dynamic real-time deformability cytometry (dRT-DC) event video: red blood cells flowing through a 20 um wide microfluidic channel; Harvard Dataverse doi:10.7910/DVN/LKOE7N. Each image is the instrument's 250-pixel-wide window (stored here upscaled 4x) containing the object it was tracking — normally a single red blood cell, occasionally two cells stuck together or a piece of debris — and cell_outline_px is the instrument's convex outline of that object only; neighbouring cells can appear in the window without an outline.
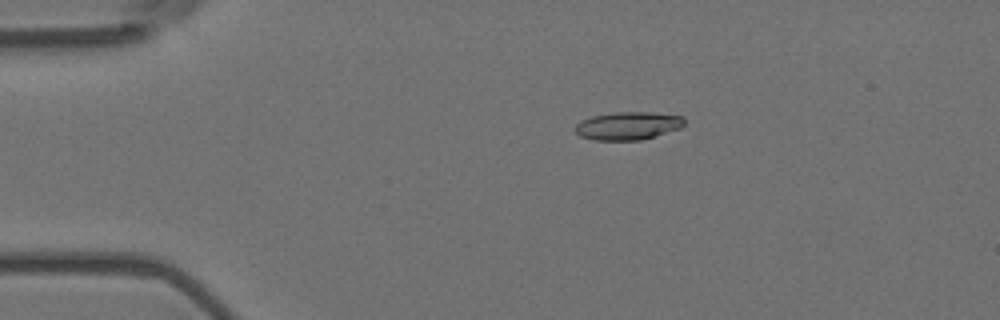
{"species": "Egyptian fruit bat (a non-hibernating species)", "species_latin": "Rousettus aegyptiacus", "temperature_condition": "room temperature", "stored_images_in_passage": 5, "camera_frame_rate_fps": 3000, "um_per_image_px": 0.085, "animal": {"sex": "female"}, "frame": {"image": 1, "passage_image": 1, "time_ms": 0.0, "image_size_px": [1000, 320], "cell_outline_px": [[684, 124], [680, 128], [640, 140], [592, 140], [580, 136], [576, 132], [576, 124], [580, 120], [592, 116], [616, 112], [648, 112], [684, 116]], "centroid_in_image_um": [53.35, 10.69], "position_along_channel_um": 31.6, "area_um2": 17.69}}
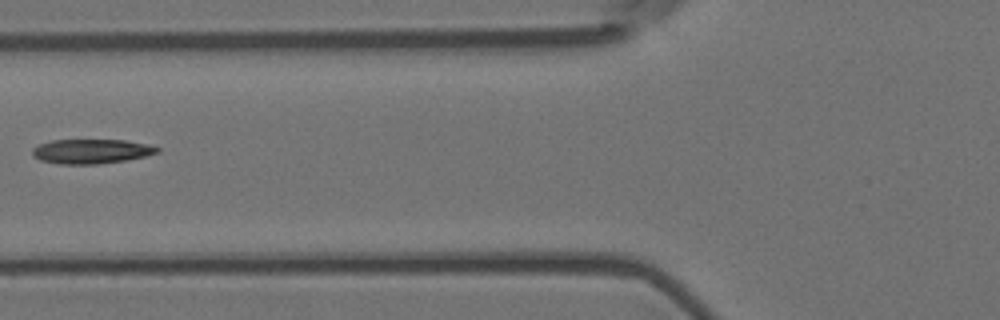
{"frame": {"image": 2, "passage_image": 4, "time_ms": 1.0, "image_size_px": [1000, 320], "cell_outline_px": [[160, 152], [128, 160], [96, 164], [60, 164], [40, 160], [32, 156], [32, 148], [40, 144], [52, 140], [124, 140], [148, 144], [160, 148]], "centroid_in_image_um": [7.76, 12.86], "position_along_channel_um": 118.0, "area_um2": 17.86}}
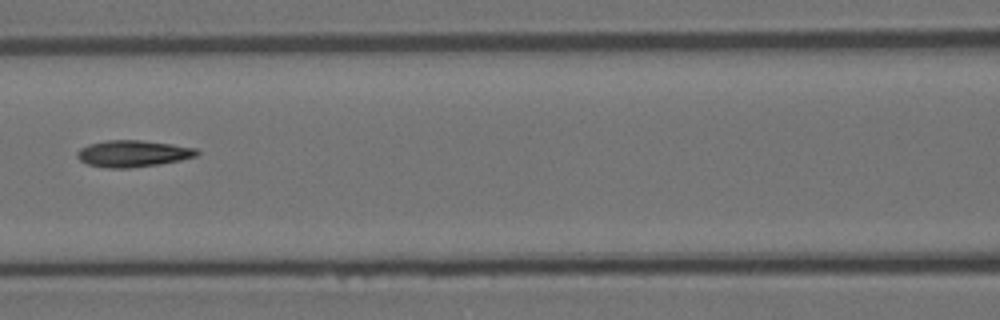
{"frame": {"image": 3, "passage_image": 5, "time_ms": 1.333, "image_size_px": [1000, 320], "cell_outline_px": [[200, 152], [196, 156], [180, 160], [160, 164], [128, 168], [108, 168], [88, 164], [80, 160], [76, 156], [76, 152], [80, 148], [88, 144], [108, 140], [140, 140], [172, 144], [196, 148]], "centroid_in_image_um": [11.29, 13.05], "position_along_channel_um": 155.3, "area_um2": 18.55}}